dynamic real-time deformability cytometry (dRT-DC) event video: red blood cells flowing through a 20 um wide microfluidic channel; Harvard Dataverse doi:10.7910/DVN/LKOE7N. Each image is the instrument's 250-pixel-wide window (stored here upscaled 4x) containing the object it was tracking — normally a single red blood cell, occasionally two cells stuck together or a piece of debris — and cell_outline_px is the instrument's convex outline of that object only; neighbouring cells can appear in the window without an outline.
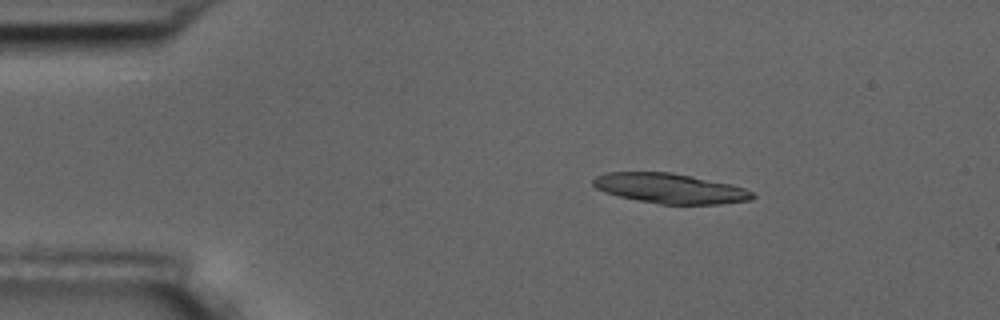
{"species": "common noctule bat (a hibernating species)", "species_latin": "Nyctalus noctula", "temperature_condition": "room temperature", "stored_images_in_passage": 5, "camera_frame_rate_fps": 3000, "um_per_image_px": 0.085, "animal": {"sex": "male", "body_mass_g": 17.5, "forearm_length_mm": 52.3}, "frame": {"image": 1, "passage_image": 3, "time_ms": 2.333, "image_size_px": [1000, 320], "cell_outline_px": [[756, 196], [752, 200], [720, 204], [660, 204], [636, 200], [604, 192], [596, 188], [592, 184], [592, 180], [596, 176], [608, 172], [672, 172], [732, 184], [756, 192]], "centroid_in_image_um": [57.0, 16.01], "position_along_channel_um": 28.0, "area_um2": 28.03}}